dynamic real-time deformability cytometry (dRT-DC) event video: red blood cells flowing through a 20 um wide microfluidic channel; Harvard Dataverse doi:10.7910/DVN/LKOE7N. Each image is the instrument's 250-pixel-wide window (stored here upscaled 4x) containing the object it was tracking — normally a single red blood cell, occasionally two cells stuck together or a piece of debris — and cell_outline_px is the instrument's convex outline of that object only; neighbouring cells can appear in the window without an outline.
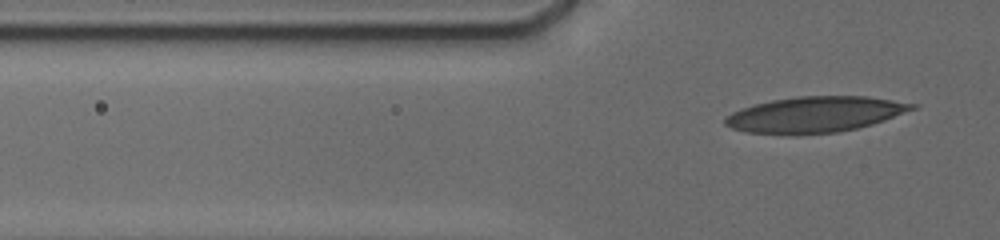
{"species": "human", "species_latin": "Homo sapiens", "temperature_condition": "cold", "stored_images_in_passage": 12, "camera_frame_rate_fps": 3000, "um_per_image_px": 0.085, "donor": {"sex": "male"}, "frame": {"image": 1, "passage_image": 12, "time_ms": 6.0, "image_size_px": [1000, 240], "cell_outline_px": [[920, 104], [916, 108], [884, 120], [872, 124], [856, 128], [836, 132], [748, 132], [732, 128], [724, 124], [724, 120], [732, 112], [740, 108], [752, 104], [772, 100], [800, 96], [864, 96]], "centroid_in_image_um": [69.3, 9.69], "position_along_channel_um": 56.5, "area_um2": 37.92}}